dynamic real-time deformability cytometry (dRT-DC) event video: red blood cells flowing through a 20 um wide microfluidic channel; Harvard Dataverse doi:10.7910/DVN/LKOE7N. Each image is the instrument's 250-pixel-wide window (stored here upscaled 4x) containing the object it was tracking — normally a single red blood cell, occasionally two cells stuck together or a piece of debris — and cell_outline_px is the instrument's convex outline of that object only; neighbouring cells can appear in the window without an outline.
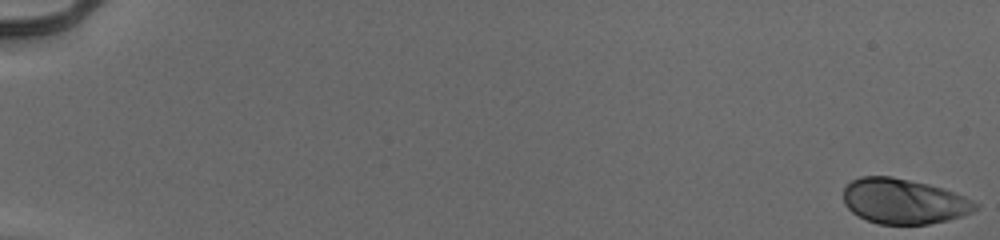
{"species": "human", "species_latin": "Homo sapiens", "temperature_condition": "cold", "stored_images_in_passage": 55, "camera_frame_rate_fps": 3000, "um_per_image_px": 0.085, "donor": {"sex": "male"}, "frame": {"image": 1, "passage_image": 1, "time_ms": 0.0, "image_size_px": [1000, 240], "cell_outline_px": [[980, 204], [972, 212], [948, 220], [928, 224], [880, 224], [868, 220], [852, 212], [844, 204], [844, 188], [852, 180], [860, 176], [892, 176], [928, 184], [944, 188], [964, 196]], "centroid_in_image_um": [76.82, 17.1], "position_along_channel_um": 8.2, "area_um2": 34.68}}
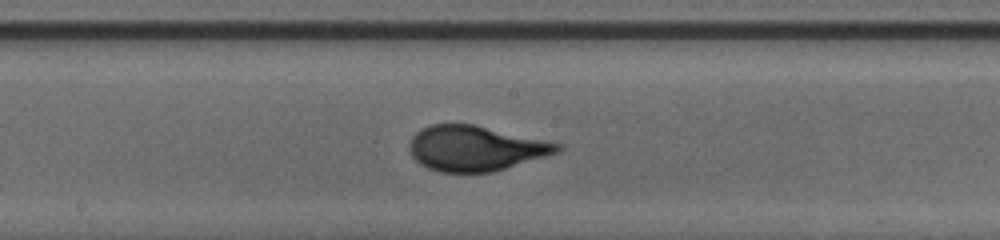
{"frame": {"image": 2, "passage_image": 32, "time_ms": 10.333, "image_size_px": [1000, 240], "cell_outline_px": [[564, 148], [560, 152], [492, 172], [440, 172], [428, 168], [420, 164], [412, 156], [408, 148], [408, 144], [412, 136], [420, 128], [428, 124], [472, 124], [564, 144]], "centroid_in_image_um": [40.4, 12.6], "position_along_channel_um": 207.8, "area_um2": 39.07}}
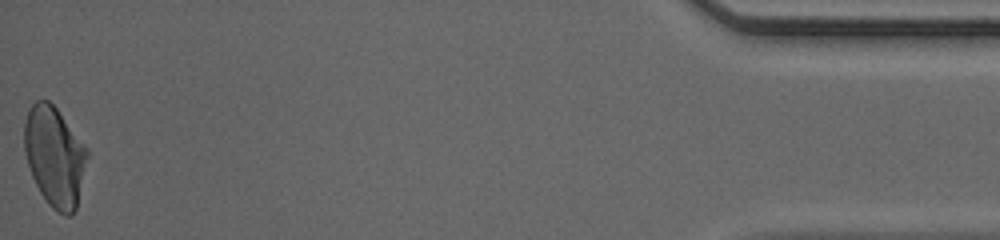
{"frame": {"image": 3, "passage_image": 55, "time_ms": 18.0, "image_size_px": [1000, 240], "cell_outline_px": [[88, 156], [76, 208], [72, 216], [64, 216], [52, 208], [48, 204], [40, 192], [32, 176], [24, 152], [24, 124], [28, 108], [36, 100], [48, 100], [56, 108], [88, 148]], "centroid_in_image_um": [4.64, 13.3], "position_along_channel_um": 430.6, "area_um2": 36.65}, "authors_computed_cell_mechanics": {"area_um2": 36.9342, "velocity_mm_per_s": 3.9607, "shape_relaxation_time_tau1_ms": 4.4905, "shape_relaxation_time_tau2_ms": null, "deformation_change_tau1": 0.1807, "deformation_change_tau2": null}}